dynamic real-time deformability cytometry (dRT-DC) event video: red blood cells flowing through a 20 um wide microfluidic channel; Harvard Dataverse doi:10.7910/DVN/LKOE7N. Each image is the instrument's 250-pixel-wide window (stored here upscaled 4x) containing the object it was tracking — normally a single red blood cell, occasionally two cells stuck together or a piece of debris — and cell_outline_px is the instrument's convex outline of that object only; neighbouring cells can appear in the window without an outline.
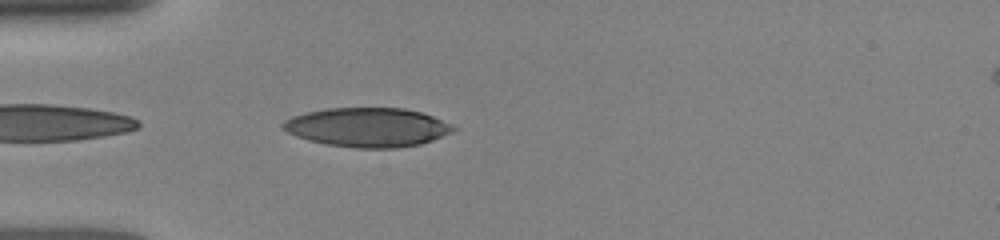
{"species": "human", "species_latin": "Homo sapiens", "temperature_condition": "room temperature", "stored_images_in_passage": 9, "camera_frame_rate_fps": 3000, "um_per_image_px": 0.085, "donor": {"sex": "female"}, "frame": {"image": 1, "passage_image": 7, "time_ms": 4.333, "image_size_px": [1000, 240], "cell_outline_px": [[456, 128], [452, 132], [432, 140], [420, 144], [396, 148], [356, 148], [328, 144], [308, 140], [296, 136], [288, 132], [280, 124], [284, 120], [292, 116], [304, 112], [328, 108], [404, 108], [420, 112], [432, 116]], "centroid_in_image_um": [31.19, 10.82], "position_along_channel_um": 53.8, "area_um2": 38.61}}
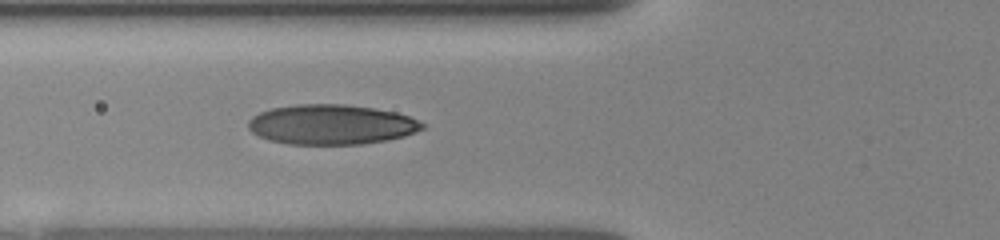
{"frame": {"image": 2, "passage_image": 9, "time_ms": 5.667, "image_size_px": [1000, 240], "cell_outline_px": [[424, 128], [416, 132], [404, 136], [388, 140], [360, 144], [288, 144], [268, 140], [252, 132], [248, 128], [248, 120], [252, 116], [260, 112], [272, 108], [296, 104], [344, 104], [372, 108], [396, 112], [408, 116], [424, 124]], "centroid_in_image_um": [28.14, 10.58], "position_along_channel_um": 97.7, "area_um2": 40.46}}